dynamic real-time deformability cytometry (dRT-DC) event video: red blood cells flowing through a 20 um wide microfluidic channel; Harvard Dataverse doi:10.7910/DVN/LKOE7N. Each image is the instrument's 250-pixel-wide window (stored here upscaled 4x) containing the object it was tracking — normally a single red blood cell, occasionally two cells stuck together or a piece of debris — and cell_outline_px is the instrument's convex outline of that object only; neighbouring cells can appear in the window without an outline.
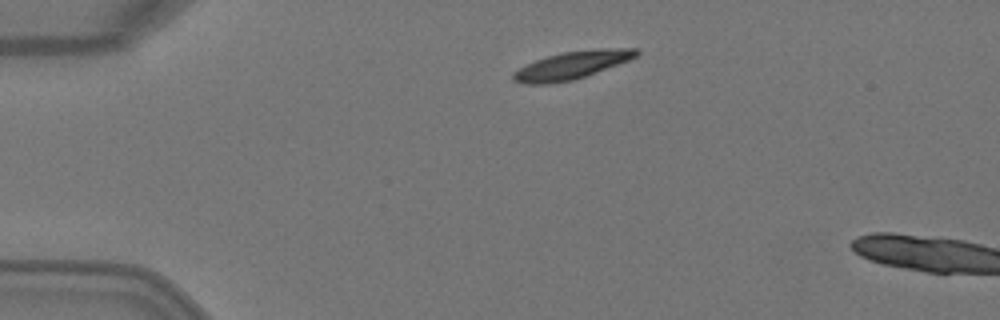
{"species": "Egyptian fruit bat (a non-hibernating species)", "species_latin": "Rousettus aegyptiacus", "temperature_condition": "warm", "stored_images_in_passage": 3, "camera_frame_rate_fps": 3000, "um_per_image_px": 0.085, "animal": {"sex": "female"}, "frame": {"image": 1, "passage_image": 1, "time_ms": 0.0, "image_size_px": [1000, 320], "cell_outline_px": [[640, 52], [636, 56], [628, 60], [584, 76], [572, 80], [548, 84], [524, 84], [512, 80], [512, 72], [536, 60], [548, 56], [564, 52], [604, 48], [640, 48]], "centroid_in_image_um": [48.59, 5.54], "position_along_channel_um": 36.4, "area_um2": 19.54}}